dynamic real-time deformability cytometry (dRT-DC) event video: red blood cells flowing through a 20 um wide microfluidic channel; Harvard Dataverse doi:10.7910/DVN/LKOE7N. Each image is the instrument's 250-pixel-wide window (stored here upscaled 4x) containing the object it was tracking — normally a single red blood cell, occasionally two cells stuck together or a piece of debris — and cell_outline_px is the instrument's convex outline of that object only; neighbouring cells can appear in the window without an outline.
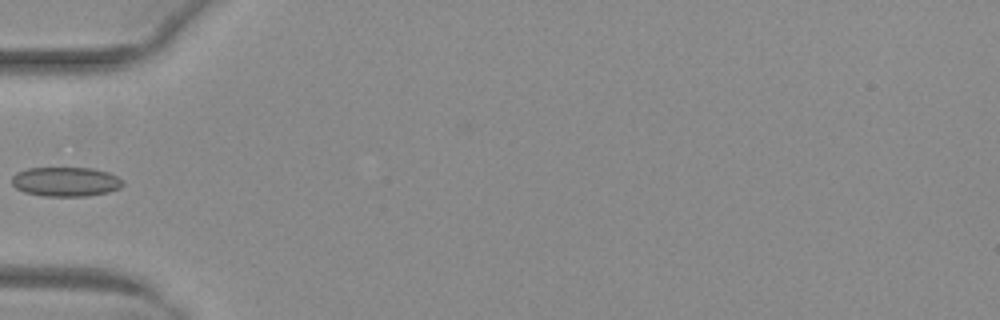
{"species": "common noctule bat (a hibernating species)", "species_latin": "Nyctalus noctula", "temperature_condition": "warm", "stored_images_in_passage": 28, "camera_frame_rate_fps": 3000, "um_per_image_px": 0.085, "animal": {"sex": "female", "body_mass_g": 29.2, "forearm_length_mm": 56.3}, "frame": {"image": 1, "passage_image": 1, "time_ms": 0.0, "image_size_px": [1000, 320], "cell_outline_px": [[124, 184], [120, 188], [108, 192], [88, 196], [44, 196], [24, 192], [16, 188], [12, 184], [12, 176], [16, 172], [28, 168], [92, 168], [108, 172], [124, 180]], "centroid_in_image_um": [5.59, 15.44], "position_along_channel_um": 79.4, "area_um2": 19.13}}
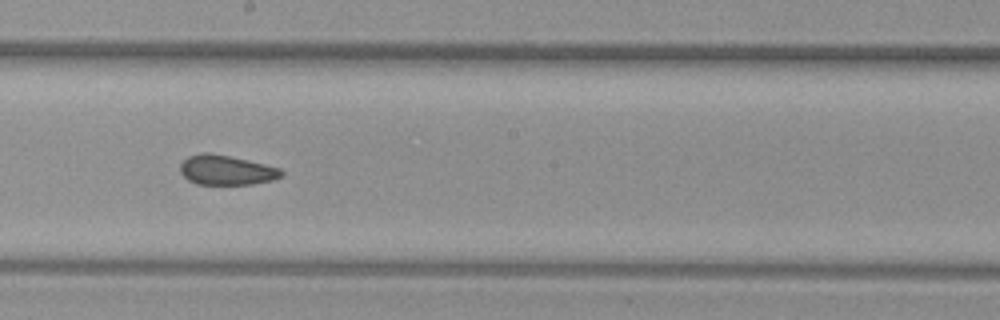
{"frame": {"image": 2, "passage_image": 12, "time_ms": 3.667, "image_size_px": [1000, 320], "cell_outline_px": [[284, 176], [272, 180], [252, 184], [196, 184], [188, 180], [180, 172], [180, 164], [188, 156], [200, 152], [212, 152], [248, 160], [280, 168], [284, 172]], "centroid_in_image_um": [19.23, 14.45], "position_along_channel_um": 229.0, "area_um2": 17.69}}
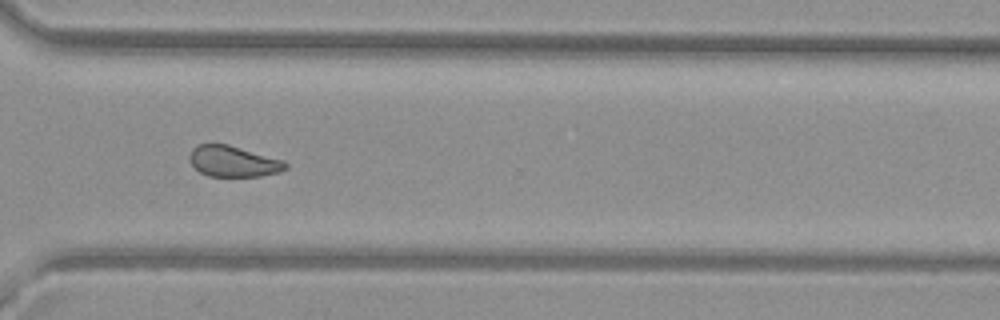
{"frame": {"image": 3, "passage_image": 21, "time_ms": 6.667, "image_size_px": [1000, 320], "cell_outline_px": [[288, 168], [280, 172], [260, 176], [208, 176], [200, 172], [188, 160], [188, 156], [192, 148], [196, 144], [228, 144], [284, 160], [288, 164]], "centroid_in_image_um": [19.83, 13.71], "position_along_channel_um": 350.8, "area_um2": 17.46}}